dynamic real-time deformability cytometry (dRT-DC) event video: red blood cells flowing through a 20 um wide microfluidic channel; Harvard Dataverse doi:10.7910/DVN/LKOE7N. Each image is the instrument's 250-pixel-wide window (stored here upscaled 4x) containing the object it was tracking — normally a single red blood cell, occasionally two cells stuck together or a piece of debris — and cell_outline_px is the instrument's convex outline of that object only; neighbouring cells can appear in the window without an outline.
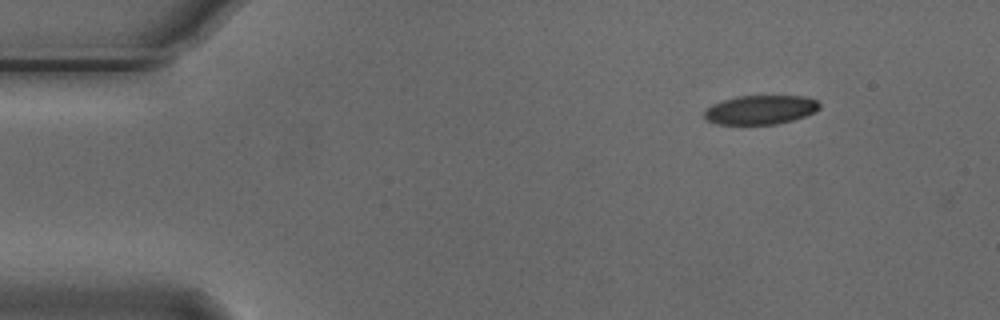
{"species": "Egyptian fruit bat (a non-hibernating species)", "species_latin": "Rousettus aegyptiacus", "temperature_condition": "cold", "stored_images_in_passage": 49, "camera_frame_rate_fps": 3000, "um_per_image_px": 0.085, "animal": {"sex": "male"}, "frame": {"image": 1, "passage_image": 1, "time_ms": 0.0, "image_size_px": [1000, 320], "cell_outline_px": [[820, 108], [816, 112], [792, 120], [776, 124], [716, 124], [704, 120], [704, 112], [712, 104], [736, 96], [804, 96], [816, 100], [820, 104]], "centroid_in_image_um": [64.63, 9.33], "position_along_channel_um": 20.4, "area_um2": 19.54}}
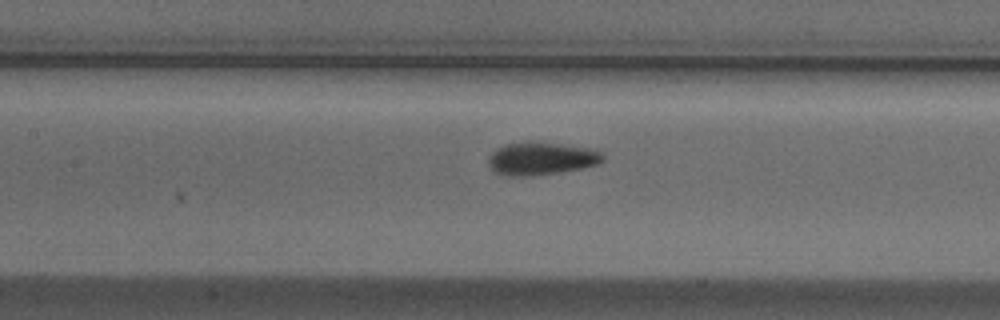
{"frame": {"image": 2, "passage_image": 19, "time_ms": 6.0, "image_size_px": [1000, 320], "cell_outline_px": [[604, 160], [596, 164], [580, 168], [556, 172], [528, 176], [504, 176], [496, 172], [488, 164], [488, 160], [492, 152], [496, 148], [504, 144], [528, 140], [532, 140], [600, 148], [604, 156]], "centroid_in_image_um": [46.03, 13.43], "position_along_channel_um": 161.4, "area_um2": 22.43}}
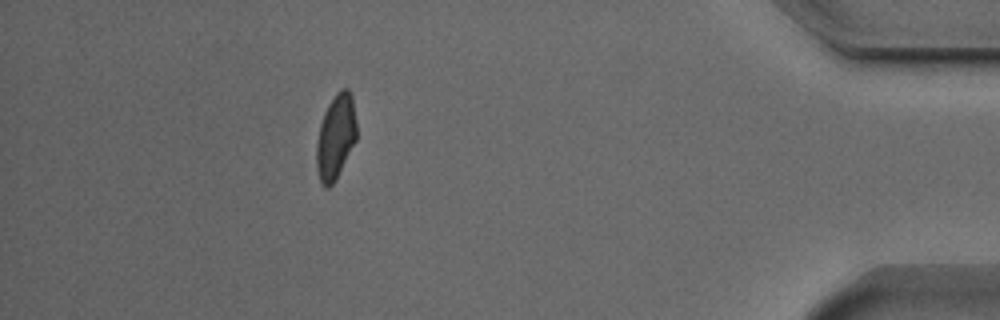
{"frame": {"image": 3, "passage_image": 43, "time_ms": 14.0, "image_size_px": [1000, 320], "cell_outline_px": [[356, 140], [336, 180], [328, 188], [324, 188], [320, 184], [316, 168], [316, 144], [320, 124], [324, 112], [328, 104], [336, 92], [340, 88], [348, 88], [352, 96], [356, 120]], "centroid_in_image_um": [28.52, 11.65], "position_along_channel_um": 406.7, "area_um2": 20.11}, "authors_computed_cell_mechanics": {"area_um2": 20.7502, "velocity_mm_per_s": 3.7452, "shape_relaxation_time_tau1_ms": 3.146, "shape_relaxation_time_tau2_ms": 1.8345, "deformation_change_tau1": 0.115, "deformation_change_tau2": 0.0706}}